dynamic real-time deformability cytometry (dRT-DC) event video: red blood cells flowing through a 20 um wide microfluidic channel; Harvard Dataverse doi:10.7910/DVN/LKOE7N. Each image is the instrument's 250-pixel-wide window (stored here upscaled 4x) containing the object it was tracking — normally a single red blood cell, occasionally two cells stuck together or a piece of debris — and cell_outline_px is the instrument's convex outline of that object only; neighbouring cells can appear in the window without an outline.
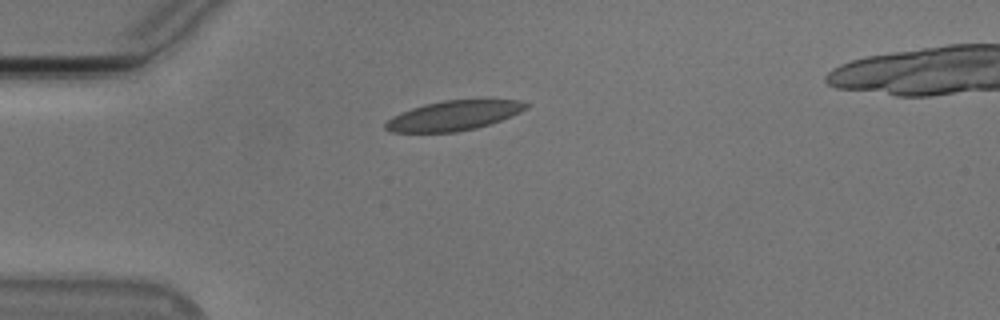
{"species": "Egyptian fruit bat (a non-hibernating species)", "species_latin": "Rousettus aegyptiacus", "temperature_condition": "cold", "stored_images_in_passage": 7, "camera_frame_rate_fps": 3000, "um_per_image_px": 0.085, "animal": {"sex": "male"}, "frame": {"image": 1, "passage_image": 1, "time_ms": 0.0, "image_size_px": [1000, 320], "cell_outline_px": [[528, 108], [520, 112], [500, 120], [476, 128], [456, 132], [392, 132], [384, 128], [384, 124], [392, 116], [412, 108], [424, 104], [444, 100], [524, 100], [528, 104]], "centroid_in_image_um": [38.55, 9.82], "position_along_channel_um": 46.4, "area_um2": 24.16}}